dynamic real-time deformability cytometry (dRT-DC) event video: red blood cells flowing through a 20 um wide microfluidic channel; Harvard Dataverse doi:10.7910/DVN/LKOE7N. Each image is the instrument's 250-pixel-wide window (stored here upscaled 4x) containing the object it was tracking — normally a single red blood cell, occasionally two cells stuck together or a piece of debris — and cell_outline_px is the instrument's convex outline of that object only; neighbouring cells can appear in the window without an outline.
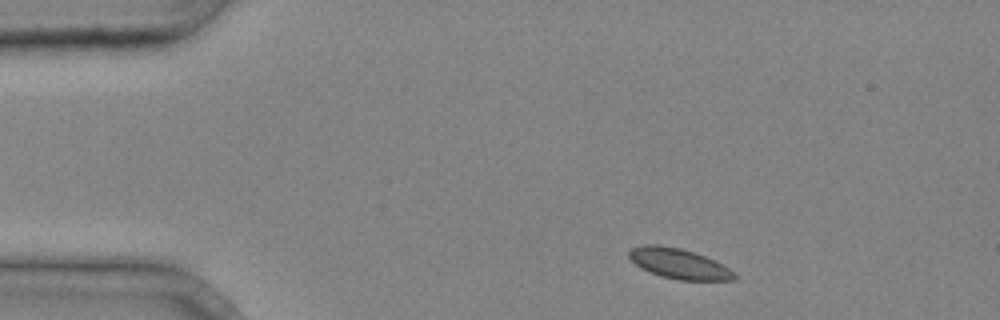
{"species": "common noctule bat (a hibernating species)", "species_latin": "Nyctalus noctula", "temperature_condition": "cold", "stored_images_in_passage": 2, "camera_frame_rate_fps": 3000, "um_per_image_px": 0.085, "animal": {"sex": "male", "body_mass_g": 20.4}, "frame": {"image": 1, "passage_image": 1, "time_ms": 0.0, "image_size_px": [1000, 320], "cell_outline_px": [[736, 280], [680, 280], [660, 276], [648, 272], [640, 268], [628, 256], [628, 252], [632, 248], [644, 244], [656, 244], [680, 248], [704, 256], [728, 268], [736, 276]], "centroid_in_image_um": [57.64, 22.41], "position_along_channel_um": 27.4, "area_um2": 18.32}}
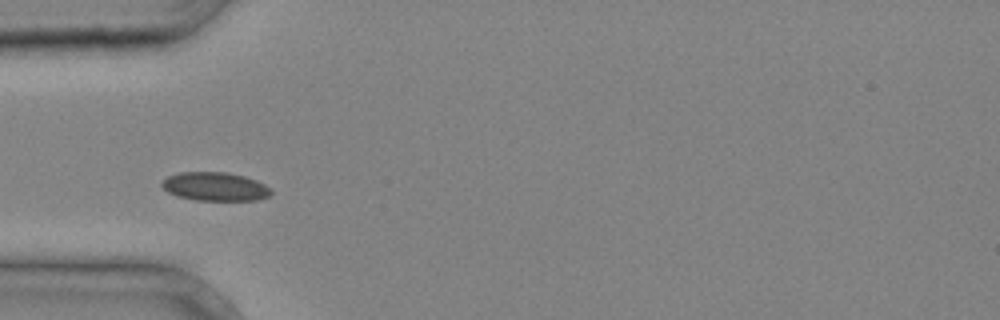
{"frame": {"image": 2, "passage_image": 2, "time_ms": 0.333, "image_size_px": [1000, 320], "cell_outline_px": [[272, 192], [268, 196], [256, 200], [196, 200], [176, 196], [168, 192], [160, 184], [168, 176], [180, 172], [224, 172], [244, 176], [256, 180], [272, 188]], "centroid_in_image_um": [18.28, 15.86], "position_along_channel_um": 66.7, "area_um2": 18.15}}